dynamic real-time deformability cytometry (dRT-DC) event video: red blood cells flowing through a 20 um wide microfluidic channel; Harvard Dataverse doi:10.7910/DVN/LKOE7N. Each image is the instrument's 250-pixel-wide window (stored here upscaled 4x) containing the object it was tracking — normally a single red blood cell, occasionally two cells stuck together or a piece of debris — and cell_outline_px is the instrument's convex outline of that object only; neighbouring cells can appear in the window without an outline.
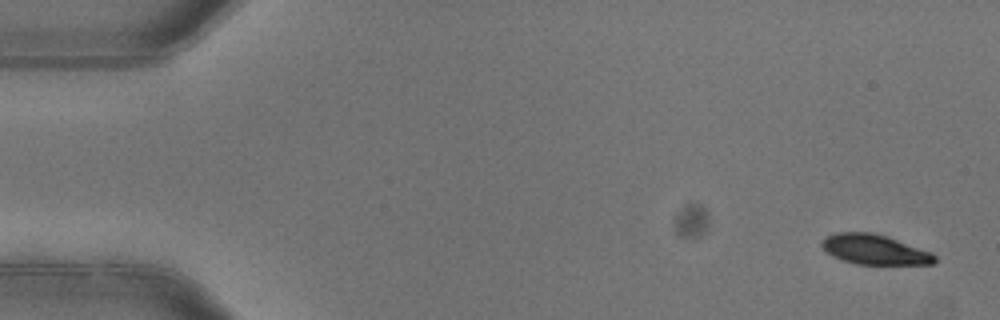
{"species": "common noctule bat (a hibernating species)", "species_latin": "Nyctalus noctula", "temperature_condition": "warm", "stored_images_in_passage": 4, "camera_frame_rate_fps": 3000, "um_per_image_px": 0.085, "animal": {"sex": "female"}, "frame": {"image": 1, "passage_image": 1, "time_ms": 0.0, "image_size_px": [1000, 320], "cell_outline_px": [[936, 264], [856, 264], [840, 260], [824, 252], [820, 244], [824, 236], [836, 232], [872, 232], [888, 236], [932, 252], [936, 256]], "centroid_in_image_um": [74.3, 21.2], "position_along_channel_um": 10.7, "area_um2": 20.11}}
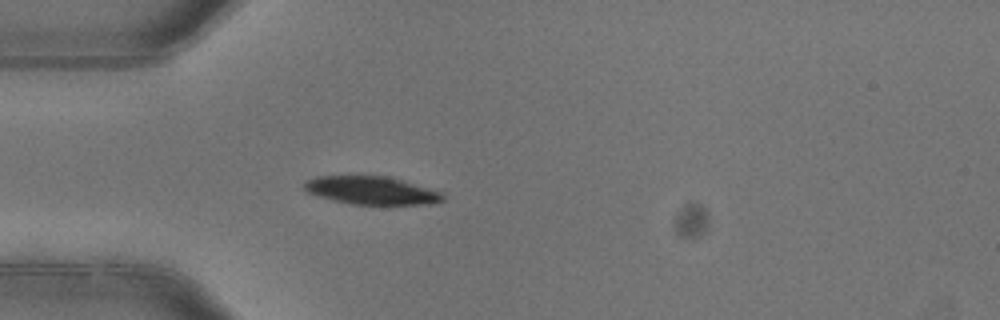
{"frame": {"image": 2, "passage_image": 4, "time_ms": 1.0, "image_size_px": [1000, 320], "cell_outline_px": [[444, 200], [428, 204], [352, 204], [320, 196], [308, 192], [304, 188], [304, 184], [308, 180], [316, 176], [388, 176], [444, 192]], "centroid_in_image_um": [31.63, 16.18], "position_along_channel_um": 53.4, "area_um2": 22.37}}